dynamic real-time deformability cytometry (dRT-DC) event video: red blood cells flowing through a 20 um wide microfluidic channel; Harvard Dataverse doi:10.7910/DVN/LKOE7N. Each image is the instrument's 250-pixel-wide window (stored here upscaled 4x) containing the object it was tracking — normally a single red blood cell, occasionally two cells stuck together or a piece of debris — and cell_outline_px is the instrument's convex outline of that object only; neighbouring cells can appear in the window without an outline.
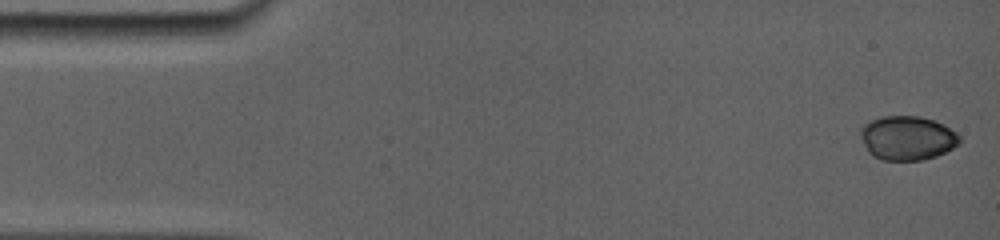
{"species": "common noctule bat (a hibernating species)", "species_latin": "Nyctalus noctula", "temperature_condition": "room temperature", "stored_images_in_passage": 31, "camera_frame_rate_fps": 5000, "um_per_image_px": 0.085, "animal": {"sex": "female", "body_mass_g": 19.0, "forearm_length_mm": 56.7}, "frame": {"image": 1, "passage_image": 1, "time_ms": 0.0, "image_size_px": [1000, 240], "cell_outline_px": [[960, 140], [956, 144], [944, 152], [920, 160], [884, 160], [876, 156], [868, 148], [864, 140], [864, 124], [872, 120], [884, 116], [916, 116], [932, 120], [948, 128], [960, 136]], "centroid_in_image_um": [77.15, 11.72], "position_along_channel_um": 7.8, "area_um2": 24.16}}
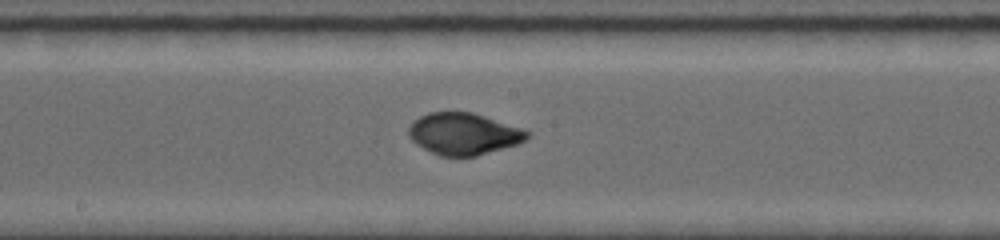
{"frame": {"image": 2, "passage_image": 18, "time_ms": 8.4, "image_size_px": [1000, 240], "cell_outline_px": [[528, 136], [524, 140], [516, 144], [476, 156], [440, 156], [416, 144], [408, 136], [408, 128], [420, 116], [428, 112], [472, 112], [484, 116], [528, 132]], "centroid_in_image_um": [39.34, 11.38], "position_along_channel_um": 208.9, "area_um2": 28.15}}
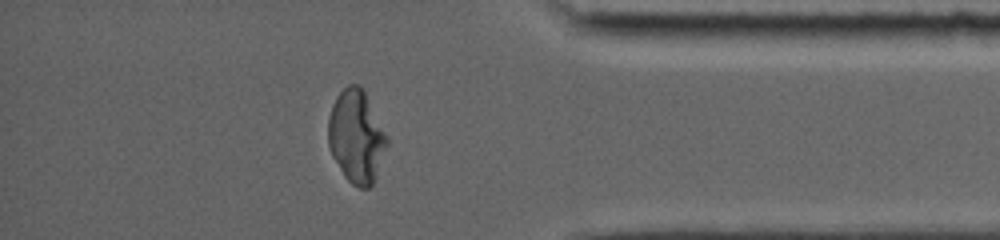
{"frame": {"image": 3, "passage_image": 31, "time_ms": 13.8, "image_size_px": [1000, 240], "cell_outline_px": [[388, 144], [372, 184], [368, 188], [360, 188], [352, 184], [344, 176], [332, 156], [328, 144], [328, 120], [332, 104], [336, 96], [348, 84], [360, 84], [388, 136]], "centroid_in_image_um": [30.28, 11.59], "position_along_channel_um": 404.9, "area_um2": 31.62}, "authors_computed_cell_mechanics": {"area_um2": 28.611, "velocity_mm_per_s": 3.8247, "shape_relaxation_time_tau1_ms": 4.4073, "shape_relaxation_time_tau2_ms": null, "deformation_change_tau1": 0.1502, "deformation_change_tau2": null}}